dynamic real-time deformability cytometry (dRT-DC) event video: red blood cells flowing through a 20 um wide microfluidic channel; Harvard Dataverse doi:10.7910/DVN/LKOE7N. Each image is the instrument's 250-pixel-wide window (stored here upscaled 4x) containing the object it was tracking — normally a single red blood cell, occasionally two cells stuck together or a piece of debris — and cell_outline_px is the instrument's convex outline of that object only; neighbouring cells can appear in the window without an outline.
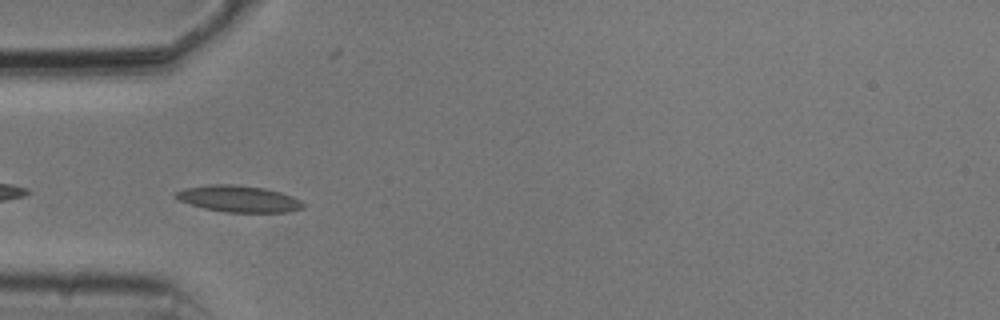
{"species": "common noctule bat (a hibernating species)", "species_latin": "Nyctalus noctula", "temperature_condition": "cold", "stored_images_in_passage": 39, "camera_frame_rate_fps": 3000, "um_per_image_px": 0.085, "animal": {"sex": "male", "body_mass_g": 20.5, "forearm_length_mm": 52.5}, "frame": {"image": 1, "passage_image": 2, "time_ms": 0.333, "image_size_px": [1000, 320], "cell_outline_px": [[304, 208], [288, 212], [228, 212], [204, 208], [180, 200], [172, 196], [176, 192], [184, 188], [212, 184], [232, 184], [264, 188], [280, 192], [292, 196], [300, 200], [304, 204]], "centroid_in_image_um": [20.3, 16.89], "position_along_channel_um": 64.7, "area_um2": 19.54}}
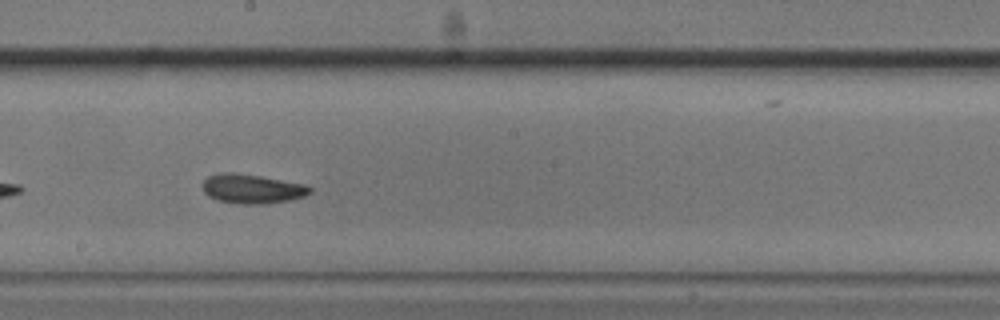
{"frame": {"image": 2, "passage_image": 15, "time_ms": 4.667, "image_size_px": [1000, 320], "cell_outline_px": [[312, 192], [304, 196], [288, 200], [264, 204], [240, 204], [216, 200], [208, 196], [204, 192], [204, 180], [208, 176], [220, 172], [232, 172], [260, 176], [308, 184], [312, 188]], "centroid_in_image_um": [21.45, 16.04], "position_along_channel_um": 226.8, "area_um2": 18.44}}
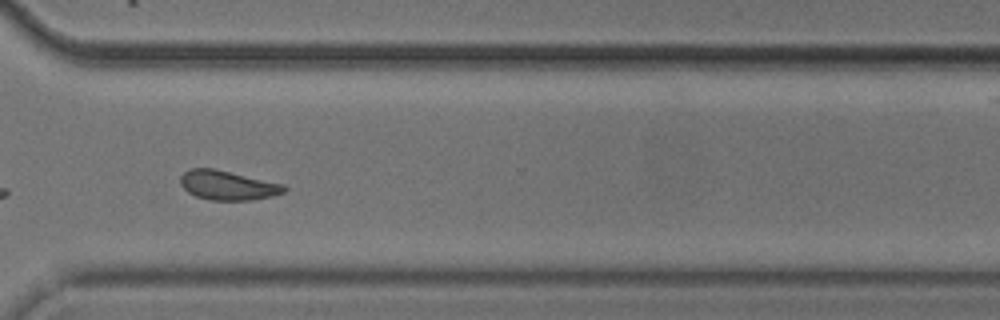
{"frame": {"image": 3, "passage_image": 25, "time_ms": 8.0, "image_size_px": [1000, 320], "cell_outline_px": [[288, 188], [284, 192], [272, 196], [252, 200], [208, 200], [196, 196], [188, 192], [180, 184], [180, 176], [184, 172], [192, 168], [212, 168], [284, 184]], "centroid_in_image_um": [19.35, 15.76], "position_along_channel_um": 351.3, "area_um2": 17.69}, "authors_computed_cell_mechanics": {"area_um2": 17.8602, "velocity_mm_per_s": 3.7484, "shape_relaxation_time_tau1_ms": 3.3088, "shape_relaxation_time_tau2_ms": 2.1565, "deformation_change_tau1": 0.1019, "deformation_change_tau2": 0.0742}}